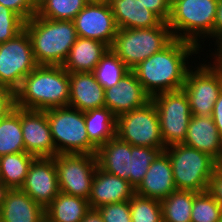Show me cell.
I'll use <instances>...</instances> for the list:
<instances>
[{
	"mask_svg": "<svg viewBox=\"0 0 222 222\" xmlns=\"http://www.w3.org/2000/svg\"><path fill=\"white\" fill-rule=\"evenodd\" d=\"M198 51L200 49L195 44L174 38L132 71L151 98L160 93L181 90L190 70L188 58Z\"/></svg>",
	"mask_w": 222,
	"mask_h": 222,
	"instance_id": "1",
	"label": "cell"
},
{
	"mask_svg": "<svg viewBox=\"0 0 222 222\" xmlns=\"http://www.w3.org/2000/svg\"><path fill=\"white\" fill-rule=\"evenodd\" d=\"M69 73L62 66L38 65L15 92L16 107L47 110L69 105Z\"/></svg>",
	"mask_w": 222,
	"mask_h": 222,
	"instance_id": "2",
	"label": "cell"
},
{
	"mask_svg": "<svg viewBox=\"0 0 222 222\" xmlns=\"http://www.w3.org/2000/svg\"><path fill=\"white\" fill-rule=\"evenodd\" d=\"M38 65L62 66L78 38L73 21L52 20L34 15L25 22Z\"/></svg>",
	"mask_w": 222,
	"mask_h": 222,
	"instance_id": "3",
	"label": "cell"
},
{
	"mask_svg": "<svg viewBox=\"0 0 222 222\" xmlns=\"http://www.w3.org/2000/svg\"><path fill=\"white\" fill-rule=\"evenodd\" d=\"M217 6L218 0H171L167 24L173 37L191 42L199 48V37L214 39Z\"/></svg>",
	"mask_w": 222,
	"mask_h": 222,
	"instance_id": "4",
	"label": "cell"
},
{
	"mask_svg": "<svg viewBox=\"0 0 222 222\" xmlns=\"http://www.w3.org/2000/svg\"><path fill=\"white\" fill-rule=\"evenodd\" d=\"M164 151L169 156L177 190L204 192L209 189L218 164L212 157L185 144L172 145Z\"/></svg>",
	"mask_w": 222,
	"mask_h": 222,
	"instance_id": "5",
	"label": "cell"
},
{
	"mask_svg": "<svg viewBox=\"0 0 222 222\" xmlns=\"http://www.w3.org/2000/svg\"><path fill=\"white\" fill-rule=\"evenodd\" d=\"M174 39L166 22L157 27L118 29L112 51L132 70Z\"/></svg>",
	"mask_w": 222,
	"mask_h": 222,
	"instance_id": "6",
	"label": "cell"
},
{
	"mask_svg": "<svg viewBox=\"0 0 222 222\" xmlns=\"http://www.w3.org/2000/svg\"><path fill=\"white\" fill-rule=\"evenodd\" d=\"M57 154H96L85 126V112L70 106L45 110Z\"/></svg>",
	"mask_w": 222,
	"mask_h": 222,
	"instance_id": "7",
	"label": "cell"
},
{
	"mask_svg": "<svg viewBox=\"0 0 222 222\" xmlns=\"http://www.w3.org/2000/svg\"><path fill=\"white\" fill-rule=\"evenodd\" d=\"M160 121L165 148L183 144L192 117L189 99L183 89L157 94L151 98Z\"/></svg>",
	"mask_w": 222,
	"mask_h": 222,
	"instance_id": "8",
	"label": "cell"
},
{
	"mask_svg": "<svg viewBox=\"0 0 222 222\" xmlns=\"http://www.w3.org/2000/svg\"><path fill=\"white\" fill-rule=\"evenodd\" d=\"M116 136L132 146L165 148L158 112L152 101L116 117Z\"/></svg>",
	"mask_w": 222,
	"mask_h": 222,
	"instance_id": "9",
	"label": "cell"
},
{
	"mask_svg": "<svg viewBox=\"0 0 222 222\" xmlns=\"http://www.w3.org/2000/svg\"><path fill=\"white\" fill-rule=\"evenodd\" d=\"M37 66L25 29L13 39L0 44V87L16 92L23 79Z\"/></svg>",
	"mask_w": 222,
	"mask_h": 222,
	"instance_id": "10",
	"label": "cell"
},
{
	"mask_svg": "<svg viewBox=\"0 0 222 222\" xmlns=\"http://www.w3.org/2000/svg\"><path fill=\"white\" fill-rule=\"evenodd\" d=\"M199 66L195 71L190 68L182 89L189 99L192 115L208 117L212 116L215 102L222 92V71L214 63Z\"/></svg>",
	"mask_w": 222,
	"mask_h": 222,
	"instance_id": "11",
	"label": "cell"
},
{
	"mask_svg": "<svg viewBox=\"0 0 222 222\" xmlns=\"http://www.w3.org/2000/svg\"><path fill=\"white\" fill-rule=\"evenodd\" d=\"M60 192L88 200L98 167L96 154L54 156Z\"/></svg>",
	"mask_w": 222,
	"mask_h": 222,
	"instance_id": "12",
	"label": "cell"
},
{
	"mask_svg": "<svg viewBox=\"0 0 222 222\" xmlns=\"http://www.w3.org/2000/svg\"><path fill=\"white\" fill-rule=\"evenodd\" d=\"M78 37L93 39L112 46L118 32L109 4L87 3L73 20Z\"/></svg>",
	"mask_w": 222,
	"mask_h": 222,
	"instance_id": "13",
	"label": "cell"
},
{
	"mask_svg": "<svg viewBox=\"0 0 222 222\" xmlns=\"http://www.w3.org/2000/svg\"><path fill=\"white\" fill-rule=\"evenodd\" d=\"M21 127L25 152L35 158L55 156V145L45 110L21 108Z\"/></svg>",
	"mask_w": 222,
	"mask_h": 222,
	"instance_id": "14",
	"label": "cell"
},
{
	"mask_svg": "<svg viewBox=\"0 0 222 222\" xmlns=\"http://www.w3.org/2000/svg\"><path fill=\"white\" fill-rule=\"evenodd\" d=\"M20 189L45 209L60 192L54 157L35 158Z\"/></svg>",
	"mask_w": 222,
	"mask_h": 222,
	"instance_id": "15",
	"label": "cell"
},
{
	"mask_svg": "<svg viewBox=\"0 0 222 222\" xmlns=\"http://www.w3.org/2000/svg\"><path fill=\"white\" fill-rule=\"evenodd\" d=\"M104 97L105 107L116 117L142 108L151 101L132 70L124 75L117 85L105 89Z\"/></svg>",
	"mask_w": 222,
	"mask_h": 222,
	"instance_id": "16",
	"label": "cell"
},
{
	"mask_svg": "<svg viewBox=\"0 0 222 222\" xmlns=\"http://www.w3.org/2000/svg\"><path fill=\"white\" fill-rule=\"evenodd\" d=\"M1 222H43L45 209L21 189H6L0 195Z\"/></svg>",
	"mask_w": 222,
	"mask_h": 222,
	"instance_id": "17",
	"label": "cell"
},
{
	"mask_svg": "<svg viewBox=\"0 0 222 222\" xmlns=\"http://www.w3.org/2000/svg\"><path fill=\"white\" fill-rule=\"evenodd\" d=\"M135 194L130 183L97 167L88 198L90 208L97 209L105 204L129 201Z\"/></svg>",
	"mask_w": 222,
	"mask_h": 222,
	"instance_id": "18",
	"label": "cell"
},
{
	"mask_svg": "<svg viewBox=\"0 0 222 222\" xmlns=\"http://www.w3.org/2000/svg\"><path fill=\"white\" fill-rule=\"evenodd\" d=\"M176 190L169 156L163 151L151 163L142 182L135 189V194L161 201Z\"/></svg>",
	"mask_w": 222,
	"mask_h": 222,
	"instance_id": "19",
	"label": "cell"
},
{
	"mask_svg": "<svg viewBox=\"0 0 222 222\" xmlns=\"http://www.w3.org/2000/svg\"><path fill=\"white\" fill-rule=\"evenodd\" d=\"M69 105L80 111L105 107V89L92 72L69 73Z\"/></svg>",
	"mask_w": 222,
	"mask_h": 222,
	"instance_id": "20",
	"label": "cell"
},
{
	"mask_svg": "<svg viewBox=\"0 0 222 222\" xmlns=\"http://www.w3.org/2000/svg\"><path fill=\"white\" fill-rule=\"evenodd\" d=\"M183 144L202 151L218 164L222 163V138L212 116L192 115Z\"/></svg>",
	"mask_w": 222,
	"mask_h": 222,
	"instance_id": "21",
	"label": "cell"
},
{
	"mask_svg": "<svg viewBox=\"0 0 222 222\" xmlns=\"http://www.w3.org/2000/svg\"><path fill=\"white\" fill-rule=\"evenodd\" d=\"M109 6L119 29L152 28L163 22L140 0H110Z\"/></svg>",
	"mask_w": 222,
	"mask_h": 222,
	"instance_id": "22",
	"label": "cell"
},
{
	"mask_svg": "<svg viewBox=\"0 0 222 222\" xmlns=\"http://www.w3.org/2000/svg\"><path fill=\"white\" fill-rule=\"evenodd\" d=\"M98 167L130 183L131 145L117 136L100 146L96 152Z\"/></svg>",
	"mask_w": 222,
	"mask_h": 222,
	"instance_id": "23",
	"label": "cell"
},
{
	"mask_svg": "<svg viewBox=\"0 0 222 222\" xmlns=\"http://www.w3.org/2000/svg\"><path fill=\"white\" fill-rule=\"evenodd\" d=\"M108 49L105 43L78 37L62 67L68 73L93 72Z\"/></svg>",
	"mask_w": 222,
	"mask_h": 222,
	"instance_id": "24",
	"label": "cell"
},
{
	"mask_svg": "<svg viewBox=\"0 0 222 222\" xmlns=\"http://www.w3.org/2000/svg\"><path fill=\"white\" fill-rule=\"evenodd\" d=\"M90 209L87 199L59 192L45 208V220L48 222H81Z\"/></svg>",
	"mask_w": 222,
	"mask_h": 222,
	"instance_id": "25",
	"label": "cell"
},
{
	"mask_svg": "<svg viewBox=\"0 0 222 222\" xmlns=\"http://www.w3.org/2000/svg\"><path fill=\"white\" fill-rule=\"evenodd\" d=\"M85 126L97 149L116 136V116L107 107L85 111Z\"/></svg>",
	"mask_w": 222,
	"mask_h": 222,
	"instance_id": "26",
	"label": "cell"
},
{
	"mask_svg": "<svg viewBox=\"0 0 222 222\" xmlns=\"http://www.w3.org/2000/svg\"><path fill=\"white\" fill-rule=\"evenodd\" d=\"M35 157L27 152L0 156V184L3 190L20 189Z\"/></svg>",
	"mask_w": 222,
	"mask_h": 222,
	"instance_id": "27",
	"label": "cell"
},
{
	"mask_svg": "<svg viewBox=\"0 0 222 222\" xmlns=\"http://www.w3.org/2000/svg\"><path fill=\"white\" fill-rule=\"evenodd\" d=\"M20 152H25L21 127V108L15 107L0 120V156Z\"/></svg>",
	"mask_w": 222,
	"mask_h": 222,
	"instance_id": "28",
	"label": "cell"
},
{
	"mask_svg": "<svg viewBox=\"0 0 222 222\" xmlns=\"http://www.w3.org/2000/svg\"><path fill=\"white\" fill-rule=\"evenodd\" d=\"M198 192L176 190L161 200L163 222H191L194 197Z\"/></svg>",
	"mask_w": 222,
	"mask_h": 222,
	"instance_id": "29",
	"label": "cell"
},
{
	"mask_svg": "<svg viewBox=\"0 0 222 222\" xmlns=\"http://www.w3.org/2000/svg\"><path fill=\"white\" fill-rule=\"evenodd\" d=\"M129 71L125 63L109 48L92 73L99 84L107 89L117 85Z\"/></svg>",
	"mask_w": 222,
	"mask_h": 222,
	"instance_id": "30",
	"label": "cell"
},
{
	"mask_svg": "<svg viewBox=\"0 0 222 222\" xmlns=\"http://www.w3.org/2000/svg\"><path fill=\"white\" fill-rule=\"evenodd\" d=\"M87 3L86 0H37L36 14L46 19L73 21Z\"/></svg>",
	"mask_w": 222,
	"mask_h": 222,
	"instance_id": "31",
	"label": "cell"
},
{
	"mask_svg": "<svg viewBox=\"0 0 222 222\" xmlns=\"http://www.w3.org/2000/svg\"><path fill=\"white\" fill-rule=\"evenodd\" d=\"M165 148H152L131 145L130 185L136 189L142 182L152 162Z\"/></svg>",
	"mask_w": 222,
	"mask_h": 222,
	"instance_id": "32",
	"label": "cell"
},
{
	"mask_svg": "<svg viewBox=\"0 0 222 222\" xmlns=\"http://www.w3.org/2000/svg\"><path fill=\"white\" fill-rule=\"evenodd\" d=\"M191 222H222V207L208 190L195 195Z\"/></svg>",
	"mask_w": 222,
	"mask_h": 222,
	"instance_id": "33",
	"label": "cell"
},
{
	"mask_svg": "<svg viewBox=\"0 0 222 222\" xmlns=\"http://www.w3.org/2000/svg\"><path fill=\"white\" fill-rule=\"evenodd\" d=\"M132 222H163L161 201L134 194L130 199Z\"/></svg>",
	"mask_w": 222,
	"mask_h": 222,
	"instance_id": "34",
	"label": "cell"
},
{
	"mask_svg": "<svg viewBox=\"0 0 222 222\" xmlns=\"http://www.w3.org/2000/svg\"><path fill=\"white\" fill-rule=\"evenodd\" d=\"M24 26L25 21L19 15L0 4V44L13 39Z\"/></svg>",
	"mask_w": 222,
	"mask_h": 222,
	"instance_id": "35",
	"label": "cell"
},
{
	"mask_svg": "<svg viewBox=\"0 0 222 222\" xmlns=\"http://www.w3.org/2000/svg\"><path fill=\"white\" fill-rule=\"evenodd\" d=\"M104 222H132L130 200L105 204L97 208Z\"/></svg>",
	"mask_w": 222,
	"mask_h": 222,
	"instance_id": "36",
	"label": "cell"
},
{
	"mask_svg": "<svg viewBox=\"0 0 222 222\" xmlns=\"http://www.w3.org/2000/svg\"><path fill=\"white\" fill-rule=\"evenodd\" d=\"M0 4L15 12L25 22L36 15L37 0H0Z\"/></svg>",
	"mask_w": 222,
	"mask_h": 222,
	"instance_id": "37",
	"label": "cell"
},
{
	"mask_svg": "<svg viewBox=\"0 0 222 222\" xmlns=\"http://www.w3.org/2000/svg\"><path fill=\"white\" fill-rule=\"evenodd\" d=\"M141 3L163 22H168L171 13V0H140Z\"/></svg>",
	"mask_w": 222,
	"mask_h": 222,
	"instance_id": "38",
	"label": "cell"
},
{
	"mask_svg": "<svg viewBox=\"0 0 222 222\" xmlns=\"http://www.w3.org/2000/svg\"><path fill=\"white\" fill-rule=\"evenodd\" d=\"M16 107L15 92L0 87V120L7 116Z\"/></svg>",
	"mask_w": 222,
	"mask_h": 222,
	"instance_id": "39",
	"label": "cell"
},
{
	"mask_svg": "<svg viewBox=\"0 0 222 222\" xmlns=\"http://www.w3.org/2000/svg\"><path fill=\"white\" fill-rule=\"evenodd\" d=\"M208 191L222 207V163L217 164L210 179Z\"/></svg>",
	"mask_w": 222,
	"mask_h": 222,
	"instance_id": "40",
	"label": "cell"
},
{
	"mask_svg": "<svg viewBox=\"0 0 222 222\" xmlns=\"http://www.w3.org/2000/svg\"><path fill=\"white\" fill-rule=\"evenodd\" d=\"M212 119L218 129V133L222 138V92L219 94L217 101L215 102L212 112Z\"/></svg>",
	"mask_w": 222,
	"mask_h": 222,
	"instance_id": "41",
	"label": "cell"
},
{
	"mask_svg": "<svg viewBox=\"0 0 222 222\" xmlns=\"http://www.w3.org/2000/svg\"><path fill=\"white\" fill-rule=\"evenodd\" d=\"M214 39L217 44L222 40V0H218L217 12L214 24Z\"/></svg>",
	"mask_w": 222,
	"mask_h": 222,
	"instance_id": "42",
	"label": "cell"
},
{
	"mask_svg": "<svg viewBox=\"0 0 222 222\" xmlns=\"http://www.w3.org/2000/svg\"><path fill=\"white\" fill-rule=\"evenodd\" d=\"M81 222H104L97 209H90Z\"/></svg>",
	"mask_w": 222,
	"mask_h": 222,
	"instance_id": "43",
	"label": "cell"
},
{
	"mask_svg": "<svg viewBox=\"0 0 222 222\" xmlns=\"http://www.w3.org/2000/svg\"><path fill=\"white\" fill-rule=\"evenodd\" d=\"M217 49H215V54L213 53V58L215 59L214 63L221 71H222V40H220L217 44Z\"/></svg>",
	"mask_w": 222,
	"mask_h": 222,
	"instance_id": "44",
	"label": "cell"
},
{
	"mask_svg": "<svg viewBox=\"0 0 222 222\" xmlns=\"http://www.w3.org/2000/svg\"><path fill=\"white\" fill-rule=\"evenodd\" d=\"M89 3H104L109 4L110 0H86Z\"/></svg>",
	"mask_w": 222,
	"mask_h": 222,
	"instance_id": "45",
	"label": "cell"
},
{
	"mask_svg": "<svg viewBox=\"0 0 222 222\" xmlns=\"http://www.w3.org/2000/svg\"><path fill=\"white\" fill-rule=\"evenodd\" d=\"M2 191H3V189H2V186L0 184V195H1Z\"/></svg>",
	"mask_w": 222,
	"mask_h": 222,
	"instance_id": "46",
	"label": "cell"
}]
</instances>
